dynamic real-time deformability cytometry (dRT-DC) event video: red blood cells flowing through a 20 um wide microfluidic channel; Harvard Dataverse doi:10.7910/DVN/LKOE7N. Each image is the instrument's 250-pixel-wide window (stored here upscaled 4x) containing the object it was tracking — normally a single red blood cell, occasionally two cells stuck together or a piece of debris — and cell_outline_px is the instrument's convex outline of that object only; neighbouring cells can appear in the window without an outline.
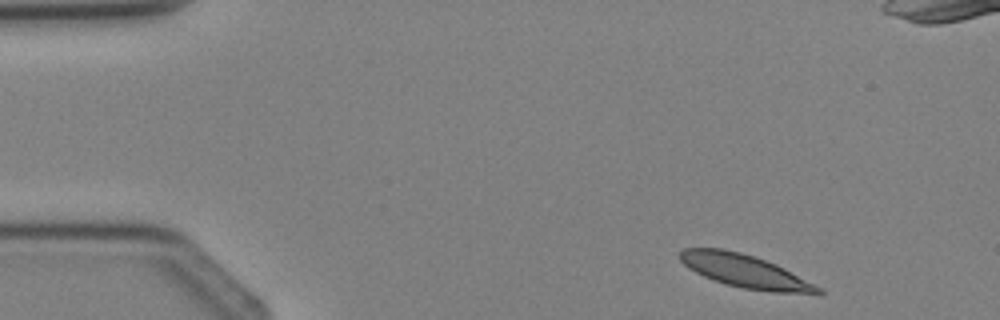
{"species": "Egyptian fruit bat (a non-hibernating species)", "species_latin": "Rousettus aegyptiacus", "temperature_condition": "cold", "stored_images_in_passage": 4, "camera_frame_rate_fps": 3000, "um_per_image_px": 0.085, "animal": {"sex": "female"}, "frame": {"image": 1, "passage_image": 1, "time_ms": 0.0, "image_size_px": [1000, 320], "cell_outline_px": [[824, 292], [820, 296], [772, 292], [740, 288], [704, 276], [688, 268], [680, 260], [680, 252], [684, 248], [724, 248], [756, 256], [776, 264], [784, 268], [820, 288]], "centroid_in_image_um": [63.39, 23.07], "position_along_channel_um": 21.6, "area_um2": 26.76}}